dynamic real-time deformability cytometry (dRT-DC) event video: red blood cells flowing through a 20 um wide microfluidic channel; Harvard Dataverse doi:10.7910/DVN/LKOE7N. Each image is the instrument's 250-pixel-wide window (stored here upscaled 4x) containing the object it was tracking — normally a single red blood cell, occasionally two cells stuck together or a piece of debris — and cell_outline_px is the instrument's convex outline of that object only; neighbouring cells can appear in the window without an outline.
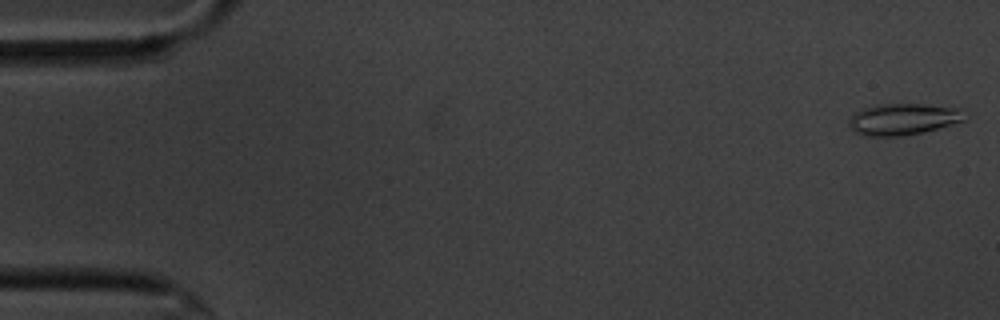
{"species": "common noctule bat (a hibernating species)", "species_latin": "Nyctalus noctula", "temperature_condition": "cold", "stored_images_in_passage": 15, "camera_frame_rate_fps": 3000, "um_per_image_px": 0.085, "animal": {"sex": "male", "body_mass_g": 20.1, "forearm_length_mm": 53.5}, "frame": {"image": 1, "passage_image": 1, "time_ms": 0.0, "image_size_px": [1000, 320], "cell_outline_px": [[968, 120], [924, 132], [904, 136], [864, 136], [852, 132], [848, 124], [848, 120], [856, 112], [864, 108], [876, 104], [924, 104], [960, 108]], "centroid_in_image_um": [76.76, 10.14], "position_along_channel_um": 8.2, "area_um2": 21.56}}
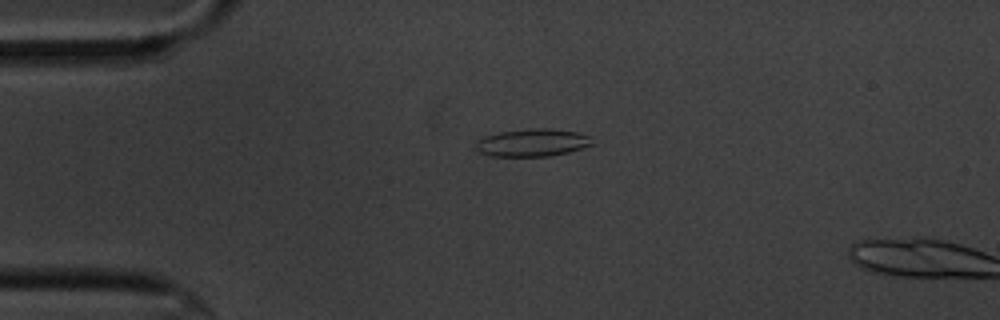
{"frame": {"image": 2, "passage_image": 13, "time_ms": 4.0, "image_size_px": [1000, 320], "cell_outline_px": [[592, 144], [568, 152], [548, 156], [492, 156], [480, 152], [476, 148], [476, 140], [484, 136], [500, 132], [532, 128], [548, 128], [580, 132], [592, 136]], "centroid_in_image_um": [45.26, 12.11], "position_along_channel_um": 39.7, "area_um2": 18.73}}